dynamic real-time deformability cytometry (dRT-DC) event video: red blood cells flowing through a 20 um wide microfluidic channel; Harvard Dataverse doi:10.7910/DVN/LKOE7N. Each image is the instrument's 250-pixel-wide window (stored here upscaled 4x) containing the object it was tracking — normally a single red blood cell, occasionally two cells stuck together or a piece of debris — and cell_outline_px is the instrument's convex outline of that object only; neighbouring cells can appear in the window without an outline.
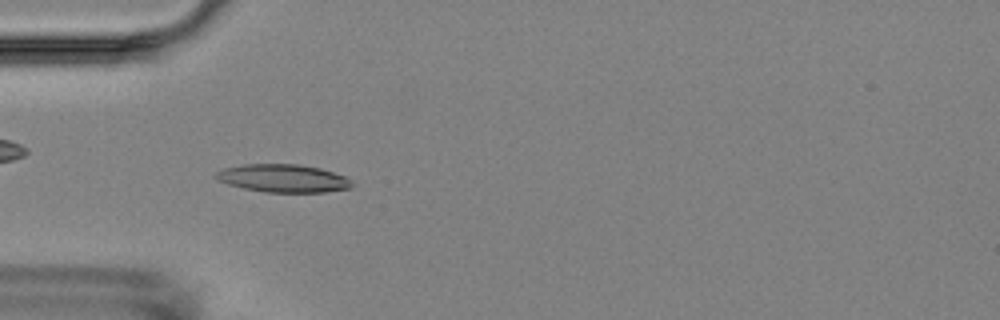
{"species": "Egyptian fruit bat (a non-hibernating species)", "species_latin": "Rousettus aegyptiacus", "temperature_condition": "room temperature", "stored_images_in_passage": 6, "camera_frame_rate_fps": 3000, "um_per_image_px": 0.085, "animal": {"sex": "female"}, "frame": {"image": 1, "passage_image": 5, "time_ms": 5.667, "image_size_px": [1000, 320], "cell_outline_px": [[356, 184], [352, 188], [324, 192], [264, 192], [244, 188], [228, 184], [212, 176], [216, 172], [224, 168], [244, 164], [296, 164], [320, 168], [344, 176]], "centroid_in_image_um": [24.08, 15.16], "position_along_channel_um": 60.9, "area_um2": 22.14}}